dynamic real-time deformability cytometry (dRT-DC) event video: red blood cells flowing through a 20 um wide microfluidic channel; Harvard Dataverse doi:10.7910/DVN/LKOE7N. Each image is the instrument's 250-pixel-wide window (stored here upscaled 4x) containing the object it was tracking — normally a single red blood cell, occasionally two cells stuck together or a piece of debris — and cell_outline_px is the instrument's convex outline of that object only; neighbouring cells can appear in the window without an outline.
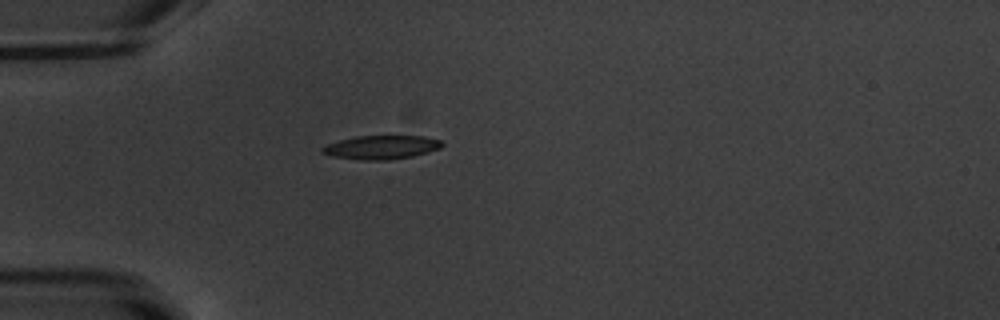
{"species": "common noctule bat (a hibernating species)", "species_latin": "Nyctalus noctula", "temperature_condition": "warm", "stored_images_in_passage": 39, "camera_frame_rate_fps": 3000, "um_per_image_px": 0.085, "animal": {"sex": "male", "body_mass_g": 20.1, "forearm_length_mm": 53.5}, "frame": {"image": 1, "passage_image": 1, "time_ms": 0.0, "image_size_px": [1000, 320], "cell_outline_px": [[444, 144], [440, 148], [428, 152], [412, 156], [388, 160], [364, 160], [332, 156], [320, 152], [320, 148], [328, 144], [340, 140], [356, 136], [424, 136], [440, 140]], "centroid_in_image_um": [32.41, 12.52], "position_along_channel_um": 52.6, "area_um2": 16.47}}
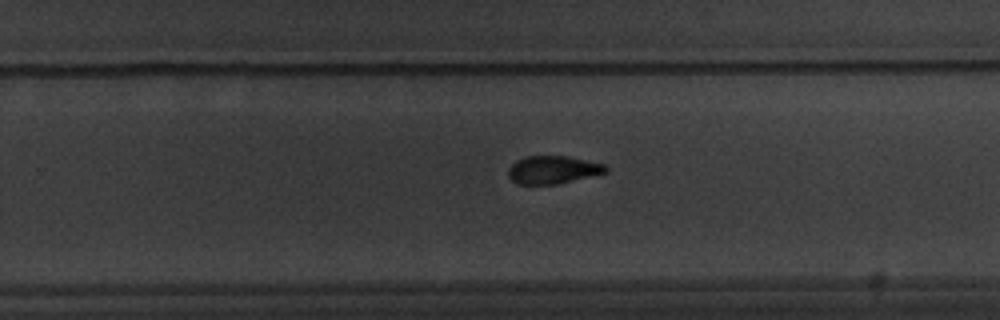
{"frame": {"image": 2, "passage_image": 20, "time_ms": 6.333, "image_size_px": [1000, 320], "cell_outline_px": [[608, 172], [556, 184], [516, 184], [508, 176], [508, 168], [516, 160], [524, 156], [568, 156], [604, 164], [608, 168]], "centroid_in_image_um": [46.97, 14.42], "position_along_channel_um": 282.8, "area_um2": 15.84}}
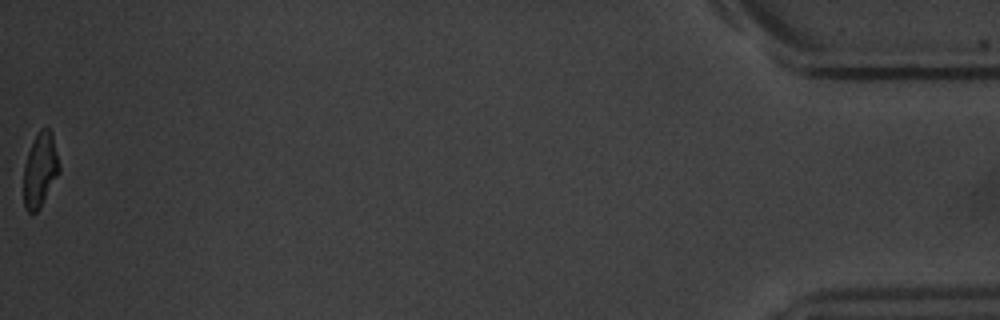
{"frame": {"image": 3, "passage_image": 39, "time_ms": 12.667, "image_size_px": [1000, 320], "cell_outline_px": [[60, 172], [40, 208], [36, 212], [28, 212], [24, 208], [24, 164], [28, 152], [40, 128], [48, 128], [52, 132], [60, 168]], "centroid_in_image_um": [3.41, 14.46], "position_along_channel_um": 431.8, "area_um2": 15.32}, "authors_computed_cell_mechanics": {"area_um2": 16.5308, "velocity_mm_per_s": 3.814, "shape_relaxation_time_tau1_ms": 3.8303, "shape_relaxation_time_tau2_ms": 3.8443, "deformation_change_tau1": 0.1586, "deformation_change_tau2": 0.1039}}